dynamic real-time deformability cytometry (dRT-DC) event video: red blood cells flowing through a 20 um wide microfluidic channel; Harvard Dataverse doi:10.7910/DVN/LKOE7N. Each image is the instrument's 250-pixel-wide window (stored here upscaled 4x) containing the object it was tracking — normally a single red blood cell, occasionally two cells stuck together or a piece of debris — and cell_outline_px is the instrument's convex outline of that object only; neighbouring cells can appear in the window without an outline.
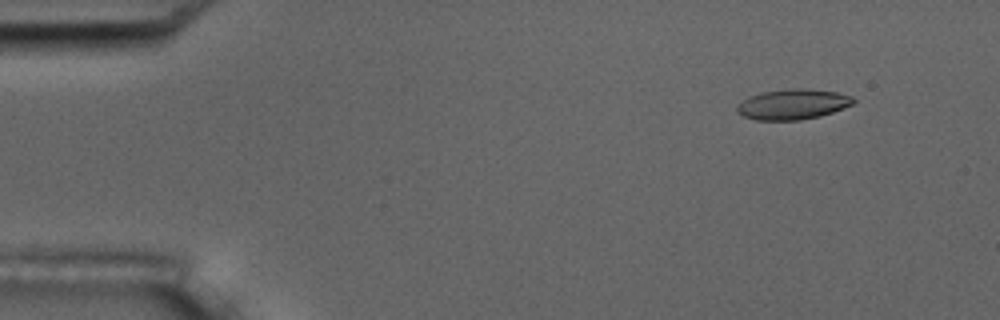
{"species": "common noctule bat (a hibernating species)", "species_latin": "Nyctalus noctula", "temperature_condition": "room temperature", "stored_images_in_passage": 5, "camera_frame_rate_fps": 3000, "um_per_image_px": 0.085, "animal": {"sex": "male", "body_mass_g": 17.5, "forearm_length_mm": 52.3}, "frame": {"image": 1, "passage_image": 2, "time_ms": 1.333, "image_size_px": [1000, 320], "cell_outline_px": [[856, 100], [852, 104], [844, 108], [820, 116], [800, 120], [756, 120], [744, 116], [736, 112], [736, 108], [744, 100], [752, 96], [764, 92], [792, 88], [800, 88], [836, 92], [852, 96]], "centroid_in_image_um": [67.42, 8.87], "position_along_channel_um": 17.6, "area_um2": 20.29}}
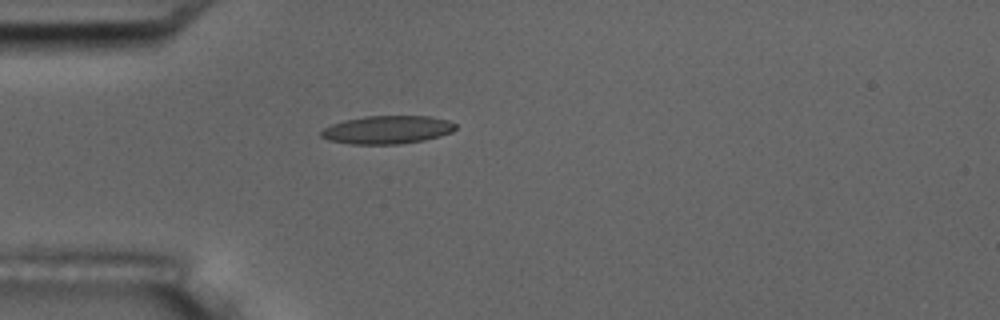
{"frame": {"image": 2, "passage_image": 5, "time_ms": 4.667, "image_size_px": [1000, 320], "cell_outline_px": [[456, 128], [452, 132], [440, 136], [424, 140], [400, 144], [352, 144], [328, 140], [320, 136], [320, 132], [324, 128], [332, 124], [344, 120], [364, 116], [428, 116], [448, 120], [456, 124]], "centroid_in_image_um": [32.92, 11.03], "position_along_channel_um": 52.1, "area_um2": 22.08}}